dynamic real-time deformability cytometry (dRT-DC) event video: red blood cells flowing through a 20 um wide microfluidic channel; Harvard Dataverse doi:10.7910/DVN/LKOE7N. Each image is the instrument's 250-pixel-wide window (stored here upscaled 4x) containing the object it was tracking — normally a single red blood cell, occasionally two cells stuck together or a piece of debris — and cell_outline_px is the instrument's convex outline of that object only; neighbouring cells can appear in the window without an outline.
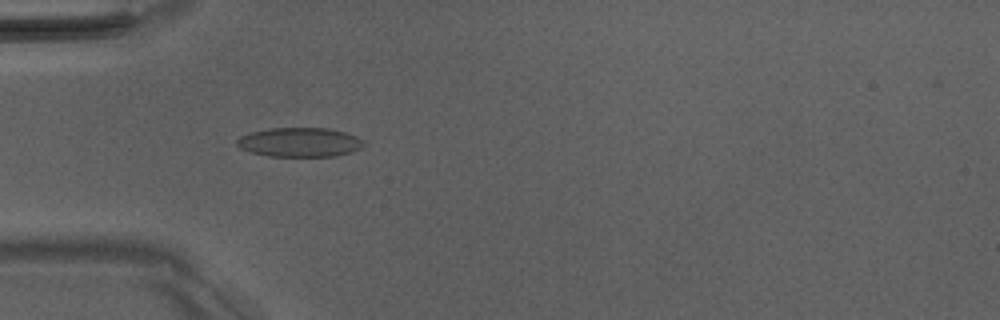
{"species": "Egyptian fruit bat (a non-hibernating species)", "species_latin": "Rousettus aegyptiacus", "temperature_condition": "room temperature", "stored_images_in_passage": 5, "camera_frame_rate_fps": 3000, "um_per_image_px": 0.085, "animal": {"sex": "male"}, "frame": {"image": 1, "passage_image": 5, "time_ms": 4.667, "image_size_px": [1000, 320], "cell_outline_px": [[368, 144], [352, 152], [336, 156], [268, 156], [252, 152], [240, 148], [236, 144], [236, 140], [240, 136], [252, 132], [268, 128], [328, 128], [344, 132], [356, 136], [364, 140]], "centroid_in_image_um": [25.51, 12.09], "position_along_channel_um": 59.5, "area_um2": 21.73}}